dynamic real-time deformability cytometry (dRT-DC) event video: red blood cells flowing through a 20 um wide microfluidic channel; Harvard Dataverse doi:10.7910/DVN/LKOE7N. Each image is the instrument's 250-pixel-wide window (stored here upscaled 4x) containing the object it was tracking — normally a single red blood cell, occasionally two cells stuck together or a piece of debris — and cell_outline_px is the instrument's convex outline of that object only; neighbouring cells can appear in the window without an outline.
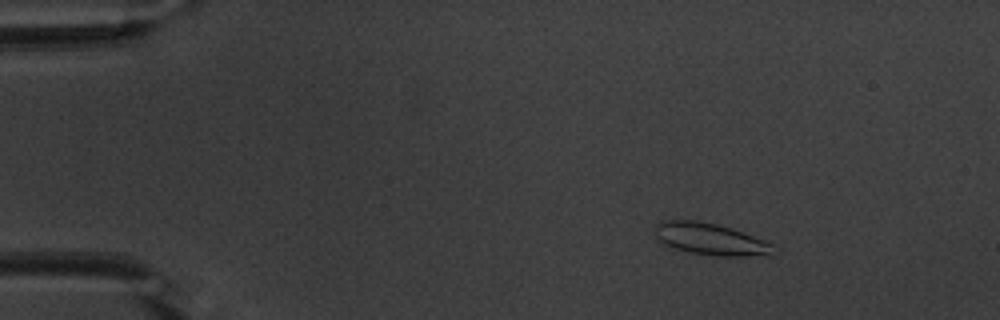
{"species": "common noctule bat (a hibernating species)", "species_latin": "Nyctalus noctula", "temperature_condition": "warm", "stored_images_in_passage": 55, "camera_frame_rate_fps": 3000, "um_per_image_px": 0.085, "animal": {"sex": "male", "body_mass_g": 20.1, "forearm_length_mm": 53.5}, "frame": {"image": 1, "passage_image": 9, "time_ms": 2.667, "image_size_px": [1000, 320], "cell_outline_px": [[780, 252], [768, 256], [712, 256], [688, 252], [664, 244], [656, 236], [656, 224], [664, 220], [696, 220], [716, 224], [732, 228], [764, 240], [780, 248]], "centroid_in_image_um": [60.5, 20.35], "position_along_channel_um": 24.5, "area_um2": 22.31}}
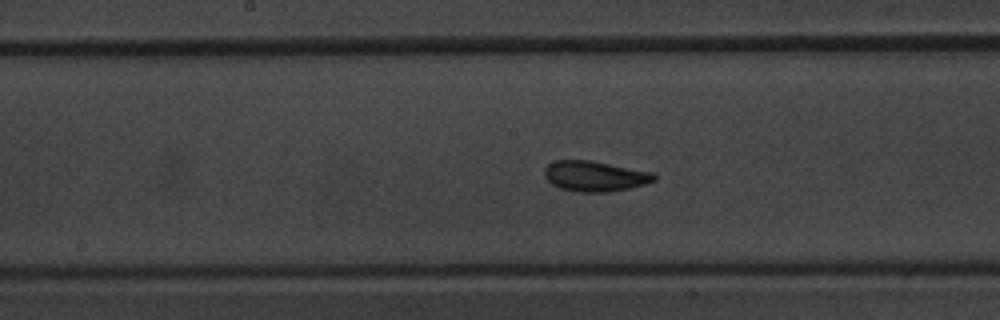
{"frame": {"image": 2, "passage_image": 29, "time_ms": 9.333, "image_size_px": [1000, 320], "cell_outline_px": [[656, 180], [644, 184], [628, 188], [608, 192], [580, 192], [560, 188], [552, 184], [544, 176], [544, 168], [548, 164], [556, 160], [592, 160], [656, 172]], "centroid_in_image_um": [50.59, 14.96], "position_along_channel_um": 197.6, "area_um2": 19.65}}
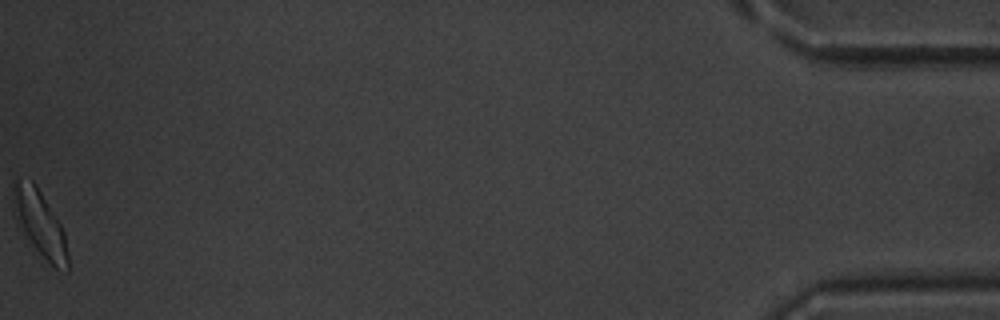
{"frame": {"image": 3, "passage_image": 55, "time_ms": 18.0, "image_size_px": [1000, 320], "cell_outline_px": [[68, 272], [56, 268], [36, 248], [16, 224], [12, 216], [12, 184], [16, 180], [32, 180], [36, 184], [60, 224], [64, 232], [68, 256]], "centroid_in_image_um": [3.33, 18.94], "position_along_channel_um": 431.9, "area_um2": 20.81}, "authors_computed_cell_mechanics": {"area_um2": 19.2474, "velocity_mm_per_s": 3.7844, "shape_relaxation_time_tau1_ms": 2.5761, "shape_relaxation_time_tau2_ms": 2.518, "deformation_change_tau1": 0.1005, "deformation_change_tau2": 0.1008}}